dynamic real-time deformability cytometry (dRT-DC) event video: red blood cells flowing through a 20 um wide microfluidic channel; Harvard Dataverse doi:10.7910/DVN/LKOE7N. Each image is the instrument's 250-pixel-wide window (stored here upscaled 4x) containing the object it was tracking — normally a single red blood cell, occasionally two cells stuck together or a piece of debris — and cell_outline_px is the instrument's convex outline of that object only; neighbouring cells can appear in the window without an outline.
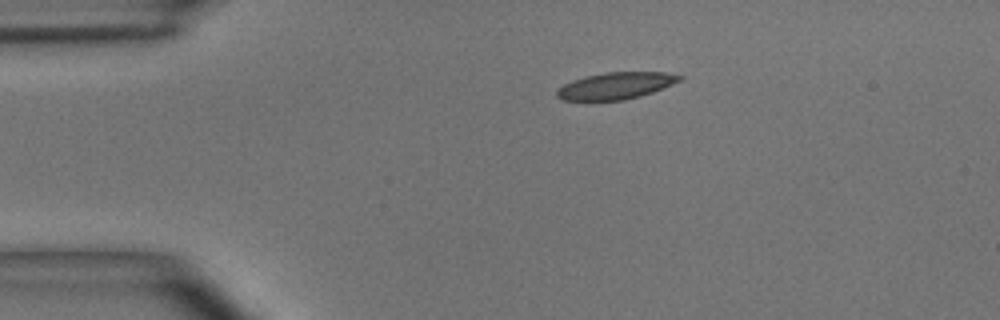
{"species": "common noctule bat (a hibernating species)", "species_latin": "Nyctalus noctula", "temperature_condition": "room temperature", "stored_images_in_passage": 42, "camera_frame_rate_fps": 3000, "um_per_image_px": 0.085, "animal": {"sex": "male", "body_mass_g": 15.6}, "frame": {"image": 1, "passage_image": 1, "time_ms": 0.0, "image_size_px": [1000, 320], "cell_outline_px": [[684, 76], [680, 80], [672, 84], [652, 92], [640, 96], [624, 100], [560, 100], [556, 96], [556, 92], [564, 84], [572, 80], [584, 76], [604, 72], [664, 72]], "centroid_in_image_um": [52.32, 7.28], "position_along_channel_um": 32.7, "area_um2": 19.07}}
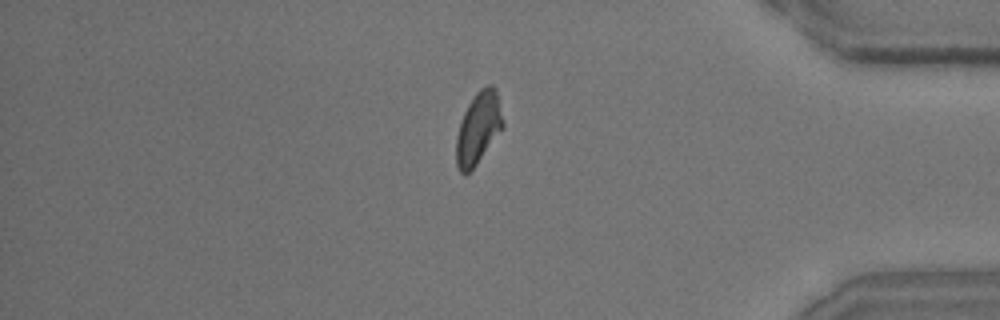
{"frame": {"image": 2, "passage_image": 34, "time_ms": 11.0, "image_size_px": [1000, 320], "cell_outline_px": [[504, 128], [476, 164], [464, 176], [460, 172], [456, 164], [456, 136], [460, 120], [468, 104], [476, 92], [480, 88], [488, 84], [492, 84], [496, 88], [504, 120]], "centroid_in_image_um": [40.67, 10.86], "position_along_channel_um": 394.5, "area_um2": 19.83}}
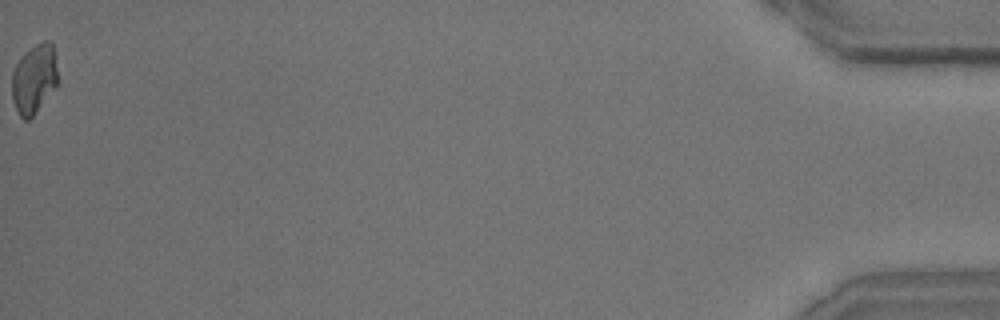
{"frame": {"image": 3, "passage_image": 42, "time_ms": 13.667, "image_size_px": [1000, 320], "cell_outline_px": [[60, 80], [32, 116], [28, 120], [24, 120], [20, 116], [12, 100], [12, 72], [16, 64], [36, 44], [44, 40], [52, 40], [56, 52]], "centroid_in_image_um": [2.95, 6.66], "position_along_channel_um": 432.2, "area_um2": 18.61}, "authors_computed_cell_mechanics": {"area_um2": 19.8254, "velocity_mm_per_s": 3.9248, "shape_relaxation_time_tau1_ms": 5.3276, "shape_relaxation_time_tau2_ms": 2.1501, "deformation_change_tau1": 0.142, "deformation_change_tau2": 0.0915}}